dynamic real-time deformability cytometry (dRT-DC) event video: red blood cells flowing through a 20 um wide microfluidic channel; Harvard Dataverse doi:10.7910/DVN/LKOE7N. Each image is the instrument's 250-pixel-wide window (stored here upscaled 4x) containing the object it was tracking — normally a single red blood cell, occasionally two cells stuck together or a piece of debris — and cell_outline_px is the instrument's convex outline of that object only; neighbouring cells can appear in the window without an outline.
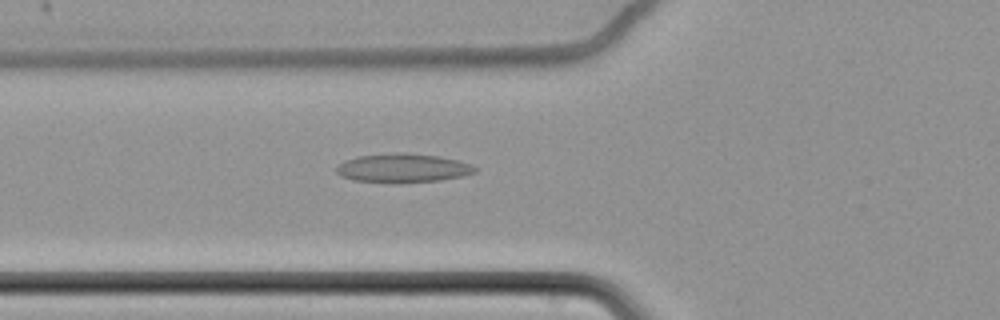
{"species": "common noctule bat (a hibernating species)", "species_latin": "Nyctalus noctula", "temperature_condition": "cold", "stored_images_in_passage": 62, "camera_frame_rate_fps": 3000, "um_per_image_px": 0.085, "animal": {"sex": "female", "body_mass_g": 22.7, "forearm_length_mm": 54.2}, "frame": {"image": 1, "passage_image": 25, "time_ms": 8.0, "image_size_px": [1000, 320], "cell_outline_px": [[480, 168], [476, 172], [464, 176], [440, 180], [400, 184], [392, 184], [352, 180], [340, 176], [336, 172], [336, 168], [344, 160], [360, 156], [396, 152], [404, 152], [440, 156], [472, 164]], "centroid_in_image_um": [34.27, 14.3], "position_along_channel_um": 91.5, "area_um2": 23.93}}
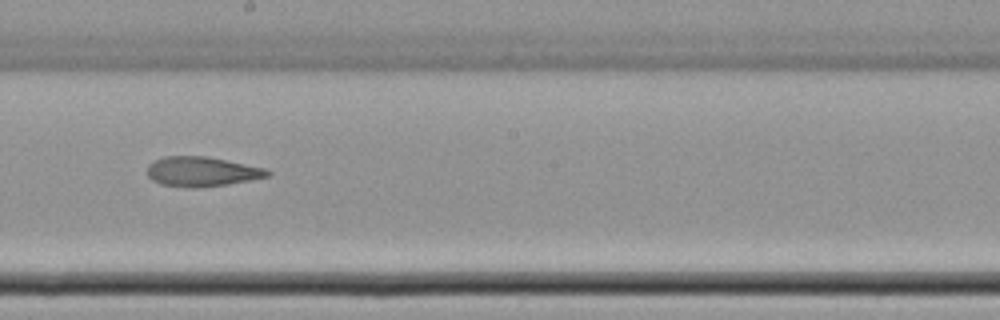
{"frame": {"image": 2, "passage_image": 37, "time_ms": 12.0, "image_size_px": [1000, 320], "cell_outline_px": [[272, 172], [268, 176], [228, 184], [196, 188], [192, 188], [160, 184], [152, 180], [148, 176], [148, 164], [164, 156], [204, 156], [264, 168]], "centroid_in_image_um": [17.11, 14.59], "position_along_channel_um": 231.1, "area_um2": 20.52}}
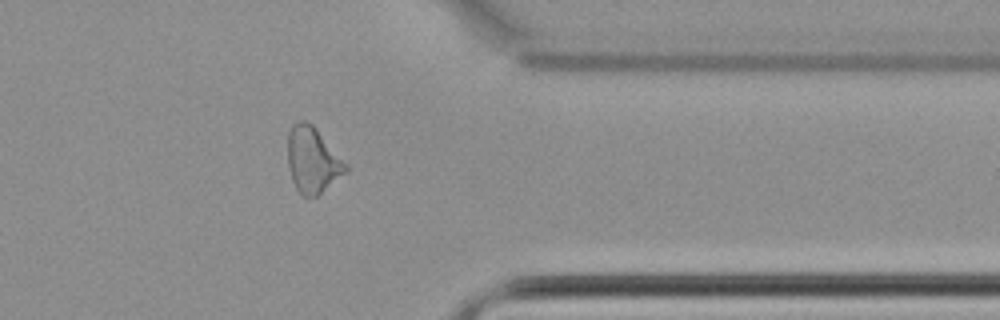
{"frame": {"image": 3, "passage_image": 51, "time_ms": 16.667, "image_size_px": [1000, 320], "cell_outline_px": [[348, 172], [316, 196], [300, 196], [292, 180], [288, 168], [288, 132], [292, 124], [300, 120], [304, 120], [312, 124], [316, 128], [348, 164]], "centroid_in_image_um": [26.57, 13.6], "position_along_channel_um": 384.8, "area_um2": 22.43}, "authors_computed_cell_mechanics": {"area_um2": 23.409, "velocity_mm_per_s": 3.4848, "shape_relaxation_time_tau1_ms": null, "shape_relaxation_time_tau2_ms": 3.8178, "deformation_change_tau1": null, "deformation_change_tau2": 0.1077}}